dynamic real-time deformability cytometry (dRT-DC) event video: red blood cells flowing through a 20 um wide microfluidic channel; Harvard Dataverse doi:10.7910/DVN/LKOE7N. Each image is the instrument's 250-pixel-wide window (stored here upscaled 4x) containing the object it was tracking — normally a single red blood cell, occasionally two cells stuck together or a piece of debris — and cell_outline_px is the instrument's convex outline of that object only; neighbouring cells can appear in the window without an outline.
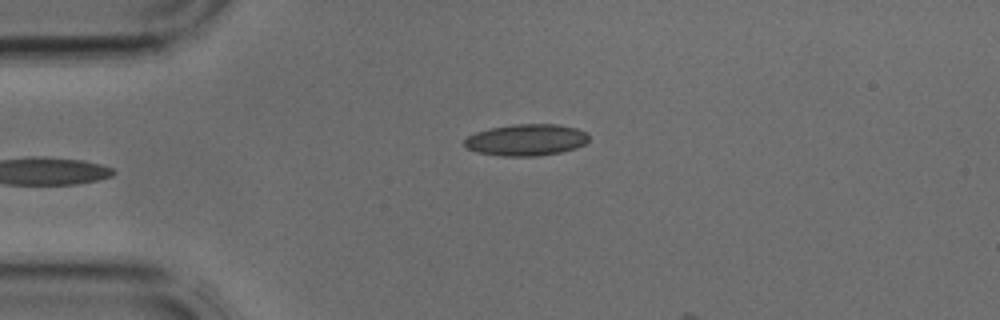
{"species": "common noctule bat (a hibernating species)", "species_latin": "Nyctalus noctula", "temperature_condition": "cold", "stored_images_in_passage": 3, "camera_frame_rate_fps": 3000, "um_per_image_px": 0.085, "animal": {"sex": "male", "body_mass_g": 17.9, "forearm_length_mm": 54.2}, "frame": {"image": 1, "passage_image": 3, "time_ms": 0.667, "image_size_px": [1000, 320], "cell_outline_px": [[588, 140], [584, 144], [576, 148], [560, 152], [536, 156], [504, 156], [476, 152], [464, 148], [464, 140], [468, 136], [476, 132], [492, 128], [516, 124], [556, 124], [576, 128], [584, 132], [588, 136]], "centroid_in_image_um": [44.7, 11.9], "position_along_channel_um": 40.3, "area_um2": 22.77}}